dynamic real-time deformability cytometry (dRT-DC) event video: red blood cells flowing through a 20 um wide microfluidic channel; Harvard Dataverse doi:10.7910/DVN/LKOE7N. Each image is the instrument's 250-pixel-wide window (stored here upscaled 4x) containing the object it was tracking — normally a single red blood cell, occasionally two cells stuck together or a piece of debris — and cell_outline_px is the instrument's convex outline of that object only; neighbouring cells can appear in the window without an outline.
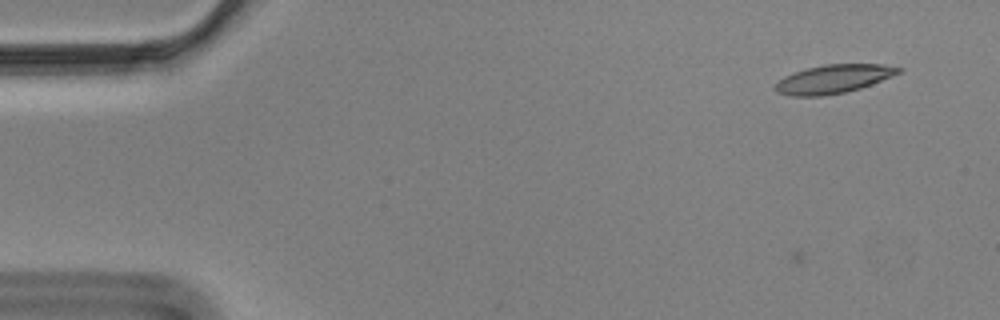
{"species": "Egyptian fruit bat (a non-hibernating species)", "species_latin": "Rousettus aegyptiacus", "temperature_condition": "cold", "stored_images_in_passage": 7, "camera_frame_rate_fps": 3000, "um_per_image_px": 0.085, "animal": {"sex": "male"}, "frame": {"image": 1, "passage_image": 7, "time_ms": 2.0, "image_size_px": [1000, 320], "cell_outline_px": [[904, 68], [900, 72], [872, 84], [860, 88], [844, 92], [824, 96], [792, 96], [776, 92], [772, 88], [784, 76], [808, 68], [824, 64], [884, 64]], "centroid_in_image_um": [70.83, 6.71], "position_along_channel_um": 14.2, "area_um2": 20.4}}